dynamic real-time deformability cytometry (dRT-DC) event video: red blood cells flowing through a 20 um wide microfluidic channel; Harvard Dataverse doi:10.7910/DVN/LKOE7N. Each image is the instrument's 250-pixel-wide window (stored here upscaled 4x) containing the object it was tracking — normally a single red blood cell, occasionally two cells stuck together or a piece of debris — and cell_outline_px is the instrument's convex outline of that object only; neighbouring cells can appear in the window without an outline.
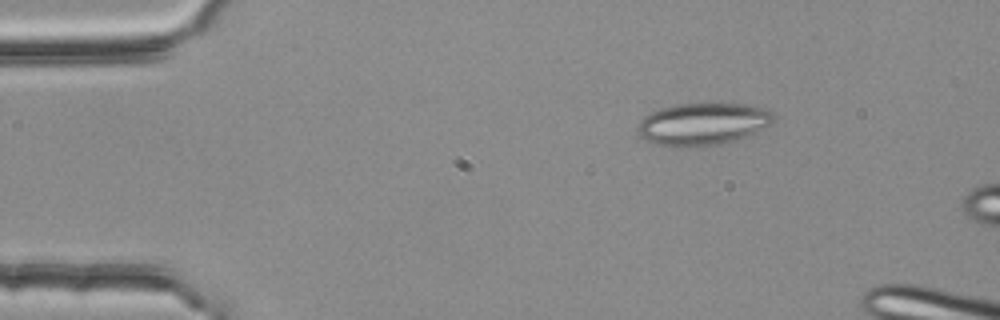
{"species": "common noctule bat (a hibernating species)", "species_latin": "Nyctalus noctula", "temperature_condition": "room temperature", "stored_images_in_passage": 4, "camera_frame_rate_fps": 3000, "um_per_image_px": 0.085, "animal": {"sex": "female", "body_mass_g": 25.1}, "frame": {"image": 1, "passage_image": 2, "time_ms": 0.333, "image_size_px": [1000, 320], "cell_outline_px": [[776, 120], [772, 124], [744, 136], [732, 140], [716, 144], [656, 144], [640, 136], [636, 128], [640, 120], [644, 116], [660, 108], [676, 104], [752, 104], [772, 112]], "centroid_in_image_um": [59.75, 10.48], "position_along_channel_um": 25.2, "area_um2": 32.37}}